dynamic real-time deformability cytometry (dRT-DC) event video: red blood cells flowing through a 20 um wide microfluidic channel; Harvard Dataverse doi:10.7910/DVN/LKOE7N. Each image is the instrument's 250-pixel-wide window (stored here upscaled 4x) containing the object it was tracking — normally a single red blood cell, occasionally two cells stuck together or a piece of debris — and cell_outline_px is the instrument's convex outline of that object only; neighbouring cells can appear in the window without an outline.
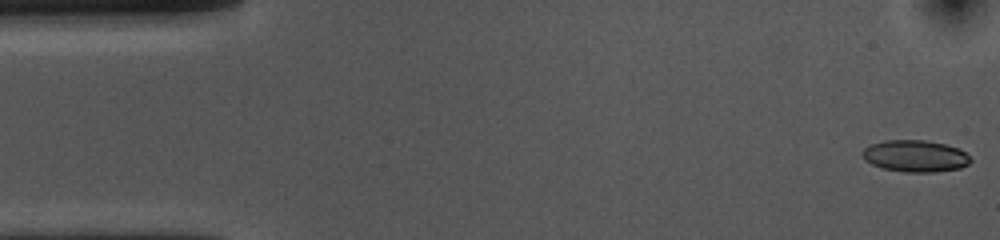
{"species": "common noctule bat (a hibernating species)", "species_latin": "Nyctalus noctula", "temperature_condition": "cold", "stored_images_in_passage": 54, "camera_frame_rate_fps": 3000, "um_per_image_px": 0.085, "animal": {"sex": "female", "body_mass_g": 10.0, "forearm_length_mm": 53.1}, "frame": {"image": 1, "passage_image": 1, "time_ms": 0.0, "image_size_px": [1000, 240], "cell_outline_px": [[972, 160], [968, 164], [960, 168], [932, 172], [904, 172], [884, 168], [872, 164], [864, 160], [860, 152], [864, 148], [872, 144], [884, 140], [924, 140], [944, 144], [960, 148]], "centroid_in_image_um": [77.77, 13.26], "position_along_channel_um": 7.2, "area_um2": 20.0}}
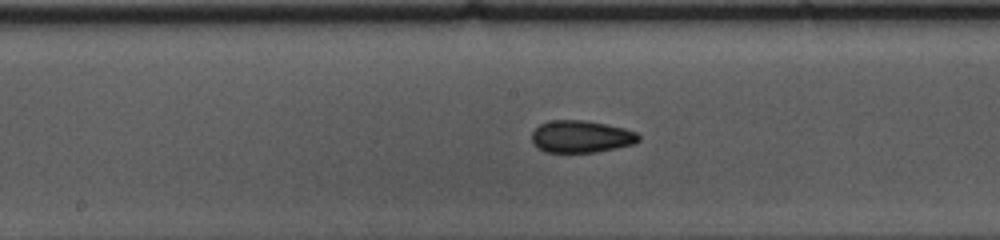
{"frame": {"image": 2, "passage_image": 26, "time_ms": 8.333, "image_size_px": [1000, 240], "cell_outline_px": [[640, 140], [632, 144], [616, 148], [596, 152], [544, 152], [536, 148], [532, 144], [532, 132], [540, 124], [548, 120], [584, 120], [624, 128], [636, 132], [640, 136]], "centroid_in_image_um": [49.35, 11.61], "position_along_channel_um": 198.8, "area_um2": 20.11}}
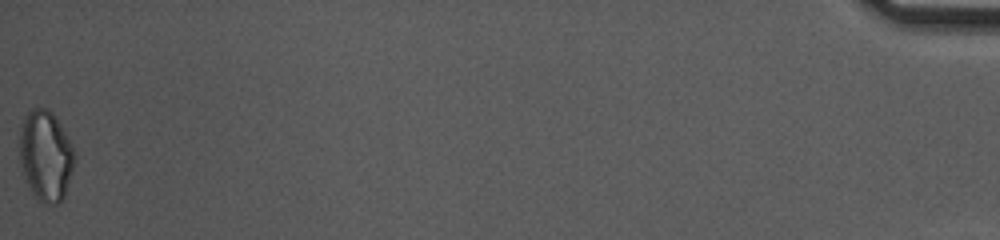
{"frame": {"image": 3, "passage_image": 54, "time_ms": 17.667, "image_size_px": [1000, 240], "cell_outline_px": [[76, 156], [64, 196], [60, 204], [44, 204], [32, 192], [24, 180], [20, 164], [20, 128], [24, 116], [32, 108], [48, 108], [56, 116], [72, 144]], "centroid_in_image_um": [3.88, 13.22], "position_along_channel_um": 431.3, "area_um2": 29.19}, "authors_computed_cell_mechanics": {"area_um2": 20.1722, "velocity_mm_per_s": 3.6324, "shape_relaxation_time_tau1_ms": 5.9806, "shape_relaxation_time_tau2_ms": 2.514, "deformation_change_tau1": 0.1218, "deformation_change_tau2": 0.0686}}